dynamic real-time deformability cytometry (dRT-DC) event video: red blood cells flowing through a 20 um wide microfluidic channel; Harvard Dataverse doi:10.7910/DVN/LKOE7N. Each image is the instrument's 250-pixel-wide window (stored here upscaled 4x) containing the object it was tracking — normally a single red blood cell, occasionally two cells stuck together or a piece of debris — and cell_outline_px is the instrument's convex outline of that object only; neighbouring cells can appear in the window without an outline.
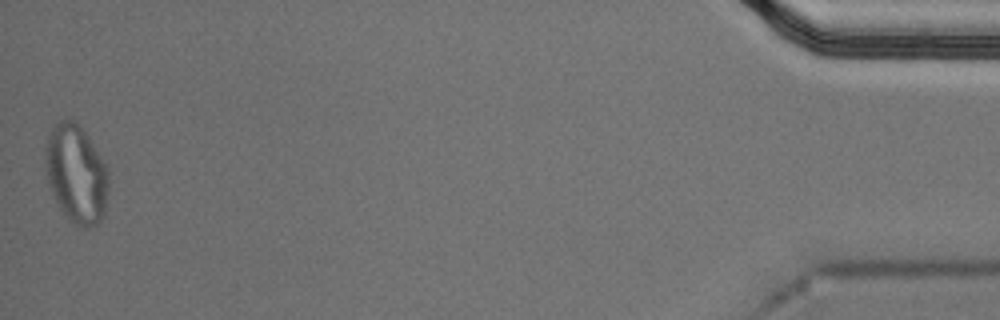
{"species": "Egyptian fruit bat (a non-hibernating species)", "species_latin": "Rousettus aegyptiacus", "temperature_condition": "cold", "stored_images_in_passage": 49, "segment_of_instrument_passage": [2, 2], "camera_frame_rate_fps": 3000, "um_per_image_px": 0.085, "animal": {"sex": "male"}, "frame": {"image": 1, "passage_image": 49, "time_ms": 16.0, "image_size_px": [1000, 320], "cell_outline_px": [[108, 192], [104, 216], [96, 224], [84, 228], [68, 220], [60, 208], [52, 192], [48, 180], [44, 148], [48, 136], [52, 128], [60, 120], [76, 120], [88, 136], [108, 168]], "centroid_in_image_um": [6.49, 14.77], "position_along_channel_um": 428.7, "area_um2": 36.13}}